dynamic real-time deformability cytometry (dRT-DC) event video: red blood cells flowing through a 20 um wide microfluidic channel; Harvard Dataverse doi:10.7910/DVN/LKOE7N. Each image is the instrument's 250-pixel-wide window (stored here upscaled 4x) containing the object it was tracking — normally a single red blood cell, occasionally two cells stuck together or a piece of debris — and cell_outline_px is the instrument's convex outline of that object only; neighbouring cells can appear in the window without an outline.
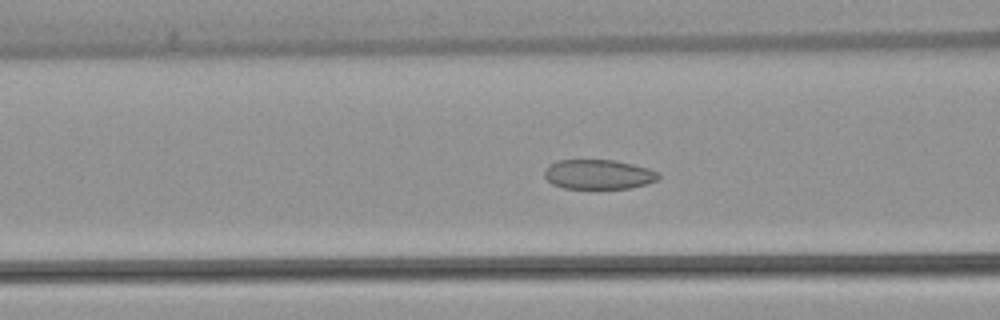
{"species": "common noctule bat (a hibernating species)", "species_latin": "Nyctalus noctula", "temperature_condition": "warm", "stored_images_in_passage": 55, "camera_frame_rate_fps": 3000, "um_per_image_px": 0.085, "animal": {"sex": "female", "body_mass_g": 22.7, "forearm_length_mm": 54.2}, "frame": {"image": 1, "passage_image": 22, "time_ms": 7.0, "image_size_px": [1000, 320], "cell_outline_px": [[660, 180], [648, 184], [628, 188], [564, 188], [552, 184], [544, 176], [544, 172], [548, 164], [556, 160], [616, 160], [648, 168], [660, 172]], "centroid_in_image_um": [50.89, 14.82], "position_along_channel_um": 115.7, "area_um2": 19.88}}
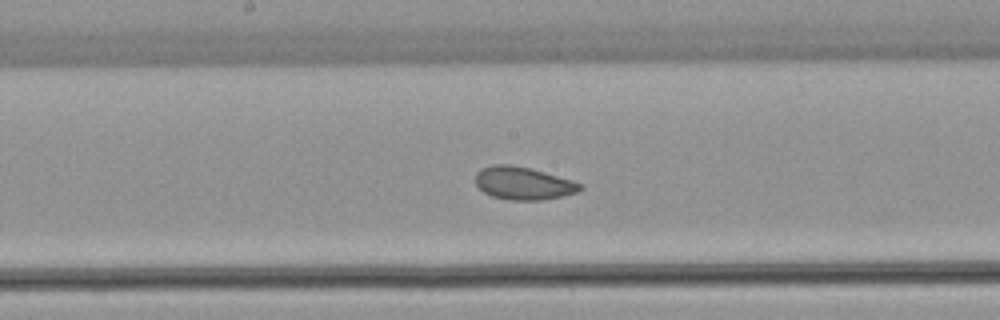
{"frame": {"image": 2, "passage_image": 29, "time_ms": 9.333, "image_size_px": [1000, 320], "cell_outline_px": [[584, 188], [576, 192], [560, 196], [540, 200], [512, 200], [492, 196], [484, 192], [476, 184], [476, 172], [480, 168], [492, 164], [512, 164], [532, 168], [572, 180], [584, 184]], "centroid_in_image_um": [44.48, 15.55], "position_along_channel_um": 203.7, "area_um2": 20.11}}
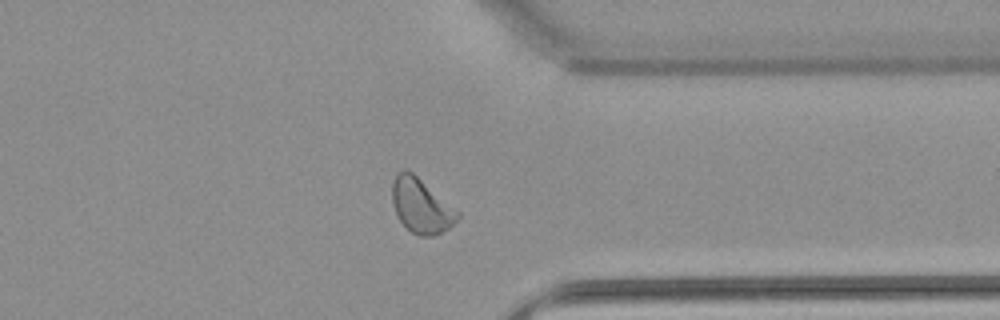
{"frame": {"image": 3, "passage_image": 43, "time_ms": 14.0, "image_size_px": [1000, 320], "cell_outline_px": [[460, 216], [448, 228], [432, 236], [420, 236], [412, 232], [400, 220], [396, 212], [392, 200], [392, 180], [396, 172], [404, 168], [412, 172], [460, 212]], "centroid_in_image_um": [35.77, 17.46], "position_along_channel_um": 375.6, "area_um2": 20.52}, "authors_computed_cell_mechanics": {"area_um2": 21.2126, "velocity_mm_per_s": 3.7711, "shape_relaxation_time_tau1_ms": 6.3767, "shape_relaxation_time_tau2_ms": 1.5727, "deformation_change_tau1": 0.1196, "deformation_change_tau2": 0.0668}}